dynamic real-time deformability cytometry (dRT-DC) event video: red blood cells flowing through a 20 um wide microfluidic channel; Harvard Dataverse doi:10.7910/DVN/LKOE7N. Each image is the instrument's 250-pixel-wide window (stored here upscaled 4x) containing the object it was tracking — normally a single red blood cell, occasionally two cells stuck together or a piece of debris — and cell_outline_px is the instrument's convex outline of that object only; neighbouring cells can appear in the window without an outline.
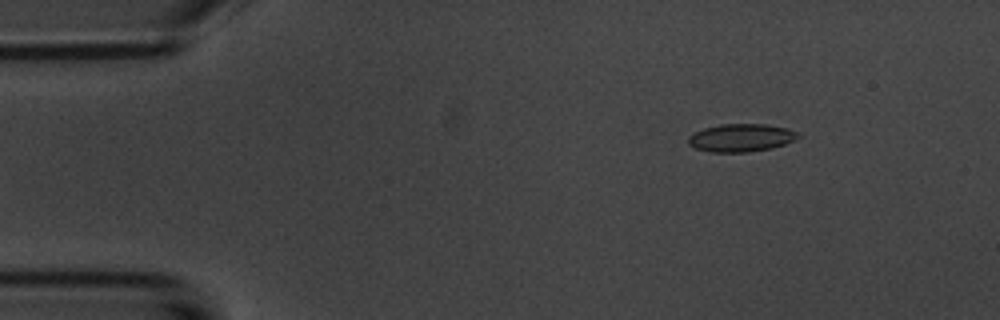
{"species": "common noctule bat (a hibernating species)", "species_latin": "Nyctalus noctula", "temperature_condition": "room temperature", "stored_images_in_passage": 4, "camera_frame_rate_fps": 3000, "um_per_image_px": 0.085, "animal": {"sex": "male", "body_mass_g": 20.1, "forearm_length_mm": 53.5}, "frame": {"image": 1, "passage_image": 2, "time_ms": 1.0, "image_size_px": [1000, 320], "cell_outline_px": [[800, 136], [796, 140], [772, 148], [748, 152], [712, 152], [696, 148], [688, 144], [688, 136], [704, 128], [720, 124], [764, 124], [788, 128], [796, 132]], "centroid_in_image_um": [63.0, 11.71], "position_along_channel_um": 22.0, "area_um2": 17.8}}